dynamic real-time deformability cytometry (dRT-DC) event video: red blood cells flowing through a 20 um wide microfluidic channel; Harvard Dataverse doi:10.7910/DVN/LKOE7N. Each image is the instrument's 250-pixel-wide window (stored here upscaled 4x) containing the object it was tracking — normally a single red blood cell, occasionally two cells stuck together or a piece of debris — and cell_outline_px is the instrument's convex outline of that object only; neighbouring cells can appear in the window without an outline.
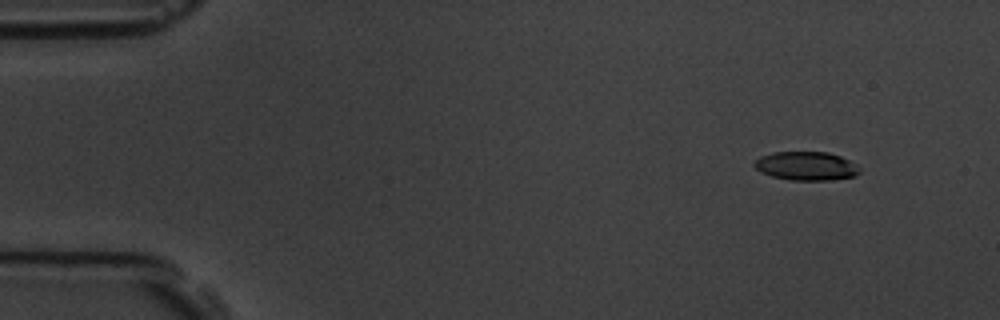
{"species": "common noctule bat (a hibernating species)", "species_latin": "Nyctalus noctula", "temperature_condition": "room temperature", "stored_images_in_passage": 4, "camera_frame_rate_fps": 3000, "um_per_image_px": 0.085, "animal": {"sex": "male", "body_mass_g": 19.5, "forearm_length_mm": 54.6}, "frame": {"image": 1, "passage_image": 1, "time_ms": 0.0, "image_size_px": [1000, 320], "cell_outline_px": [[860, 172], [856, 176], [832, 180], [788, 180], [772, 176], [760, 172], [752, 164], [760, 156], [772, 152], [828, 152], [840, 156], [856, 164]], "centroid_in_image_um": [68.51, 14.11], "position_along_channel_um": 16.5, "area_um2": 17.69}}
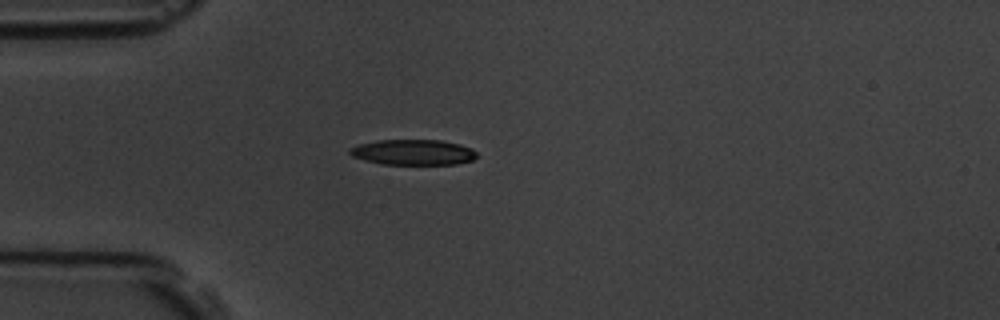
{"frame": {"image": 2, "passage_image": 4, "time_ms": 3.333, "image_size_px": [1000, 320], "cell_outline_px": [[476, 156], [472, 160], [456, 164], [384, 164], [364, 160], [352, 156], [348, 152], [348, 148], [360, 144], [380, 140], [440, 140], [460, 144], [472, 148], [476, 152]], "centroid_in_image_um": [35.11, 12.94], "position_along_channel_um": 49.9, "area_um2": 18.79}}